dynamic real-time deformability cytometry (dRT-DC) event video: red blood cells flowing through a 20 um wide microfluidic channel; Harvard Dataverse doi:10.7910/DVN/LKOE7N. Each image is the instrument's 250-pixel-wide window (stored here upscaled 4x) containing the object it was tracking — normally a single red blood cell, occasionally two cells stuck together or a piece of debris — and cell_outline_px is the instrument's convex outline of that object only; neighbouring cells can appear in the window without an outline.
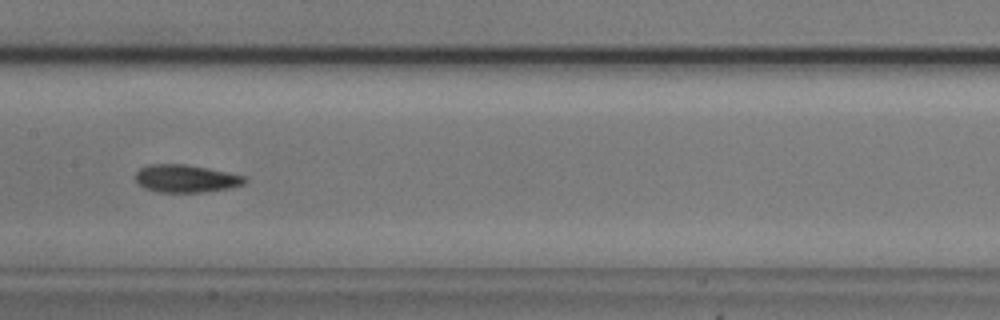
{"species": "common noctule bat (a hibernating species)", "species_latin": "Nyctalus noctula", "temperature_condition": "cold", "stored_images_in_passage": 8, "camera_frame_rate_fps": 3000, "um_per_image_px": 0.085, "animal": {"sex": "male", "body_mass_g": 20.5, "forearm_length_mm": 52.5}, "frame": {"image": 1, "passage_image": 8, "time_ms": 8.0, "image_size_px": [1000, 320], "cell_outline_px": [[248, 180], [244, 184], [228, 188], [204, 192], [156, 192], [144, 188], [136, 184], [136, 172], [140, 168], [148, 164], [188, 164], [248, 176]], "centroid_in_image_um": [15.8, 15.17], "position_along_channel_um": 191.6, "area_um2": 17.92}}